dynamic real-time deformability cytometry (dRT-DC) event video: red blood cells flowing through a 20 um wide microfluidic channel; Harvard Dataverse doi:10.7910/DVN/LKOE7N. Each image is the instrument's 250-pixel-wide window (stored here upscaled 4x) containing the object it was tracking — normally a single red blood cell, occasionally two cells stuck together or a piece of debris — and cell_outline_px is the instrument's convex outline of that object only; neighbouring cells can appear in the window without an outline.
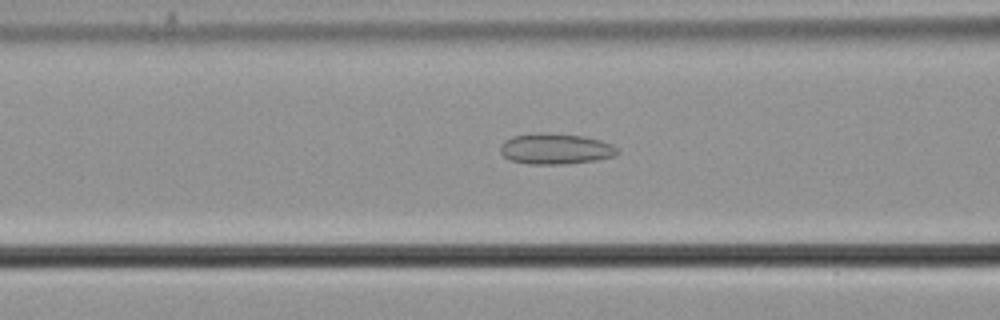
{"species": "common noctule bat (a hibernating species)", "species_latin": "Nyctalus noctula", "temperature_condition": "cold", "stored_images_in_passage": 56, "camera_frame_rate_fps": 3000, "um_per_image_px": 0.085, "animal": {"sex": "male", "body_mass_g": 21.5, "forearm_length_mm": 52.0}, "frame": {"image": 1, "passage_image": 23, "time_ms": 7.333, "image_size_px": [1000, 320], "cell_outline_px": [[620, 152], [612, 156], [596, 160], [568, 164], [528, 164], [508, 160], [500, 152], [500, 144], [504, 140], [512, 136], [536, 132], [544, 132], [584, 136], [600, 140], [612, 144], [620, 148]], "centroid_in_image_um": [47.2, 12.64], "position_along_channel_um": 119.4, "area_um2": 21.39}}
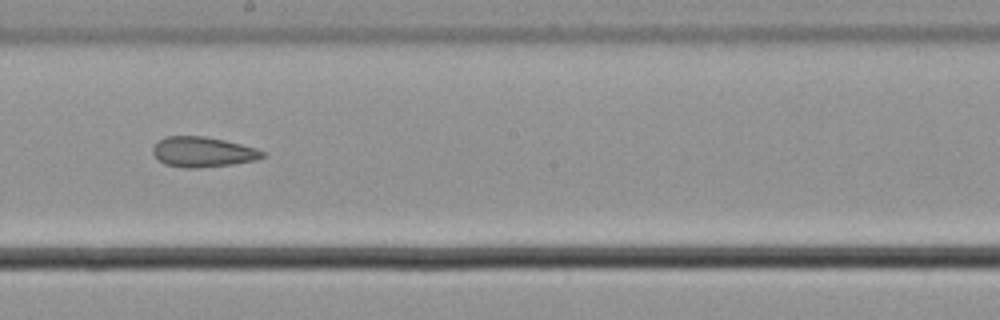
{"frame": {"image": 2, "passage_image": 32, "time_ms": 10.333, "image_size_px": [1000, 320], "cell_outline_px": [[264, 156], [256, 160], [232, 164], [200, 168], [184, 168], [164, 164], [152, 152], [152, 148], [156, 140], [164, 136], [204, 136], [224, 140], [256, 148], [264, 152]], "centroid_in_image_um": [17.19, 12.91], "position_along_channel_um": 231.0, "area_um2": 19.36}}
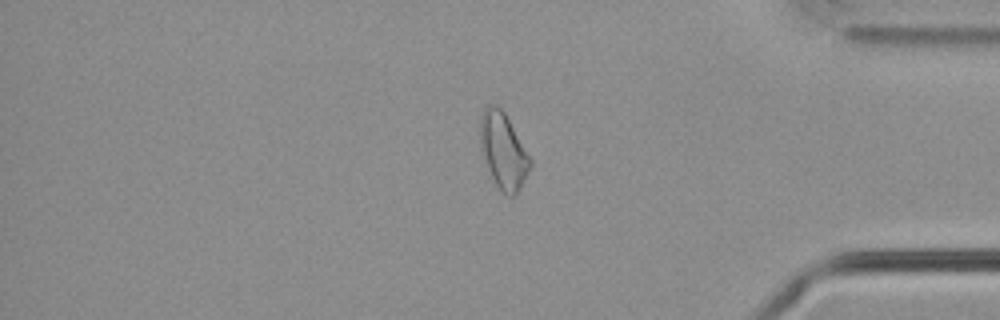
{"frame": {"image": 3, "passage_image": 47, "time_ms": 15.333, "image_size_px": [1000, 320], "cell_outline_px": [[532, 168], [516, 196], [508, 196], [496, 184], [488, 168], [480, 148], [480, 116], [484, 108], [488, 104], [496, 104], [504, 112], [532, 160]], "centroid_in_image_um": [42.79, 12.81], "position_along_channel_um": 392.4, "area_um2": 22.08}, "authors_computed_cell_mechanics": {"area_um2": 22.3108, "velocity_mm_per_s": 3.7238, "shape_relaxation_time_tau1_ms": null, "shape_relaxation_time_tau2_ms": 2.9605, "deformation_change_tau1": null, "deformation_change_tau2": 0.1103}}